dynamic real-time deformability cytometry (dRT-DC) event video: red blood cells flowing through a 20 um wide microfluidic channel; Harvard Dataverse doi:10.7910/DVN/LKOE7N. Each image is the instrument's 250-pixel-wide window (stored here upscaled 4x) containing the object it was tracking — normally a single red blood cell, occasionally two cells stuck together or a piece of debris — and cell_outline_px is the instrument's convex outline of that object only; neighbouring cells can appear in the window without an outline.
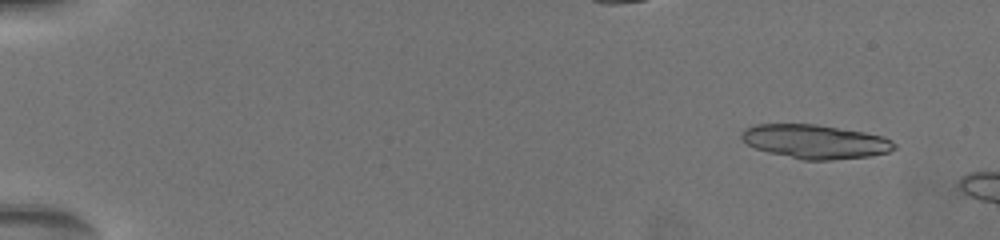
{"species": "common noctule bat (a hibernating species)", "species_latin": "Nyctalus noctula", "temperature_condition": "warm", "stored_images_in_passage": 11, "camera_frame_rate_fps": 3000, "um_per_image_px": 0.085, "animal": {"sex": "female", "body_mass_g": 19.5, "forearm_length_mm": 54.1}, "frame": {"image": 1, "passage_image": 4, "time_ms": 1.0, "image_size_px": [1000, 240], "cell_outline_px": [[896, 148], [888, 152], [868, 156], [832, 160], [804, 160], [768, 152], [756, 148], [740, 140], [740, 132], [744, 128], [756, 124], [816, 124], [864, 132], [884, 136], [892, 140], [896, 144]], "centroid_in_image_um": [69.27, 12.03], "position_along_channel_um": 15.7, "area_um2": 30.35}}